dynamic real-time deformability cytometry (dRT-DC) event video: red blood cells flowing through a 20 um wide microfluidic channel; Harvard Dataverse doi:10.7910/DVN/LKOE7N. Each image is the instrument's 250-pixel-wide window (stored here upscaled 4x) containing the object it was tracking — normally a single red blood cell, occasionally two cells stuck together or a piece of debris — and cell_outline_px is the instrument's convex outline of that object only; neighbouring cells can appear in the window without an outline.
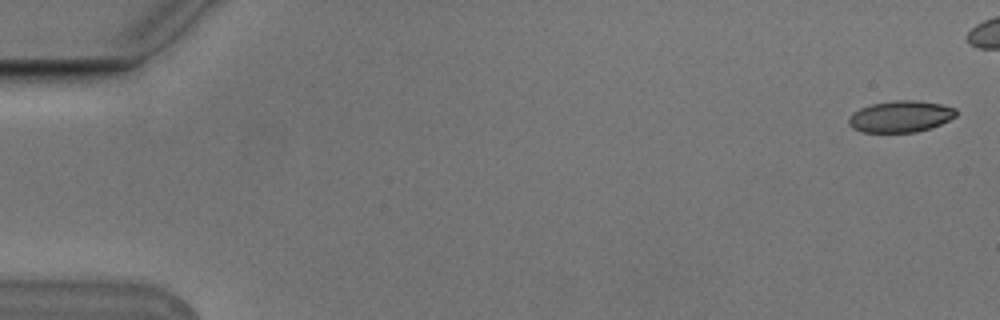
{"species": "Egyptian fruit bat (a non-hibernating species)", "species_latin": "Rousettus aegyptiacus", "temperature_condition": "cold", "stored_images_in_passage": 5, "camera_frame_rate_fps": 3000, "um_per_image_px": 0.085, "animal": {"sex": "male"}, "frame": {"image": 1, "passage_image": 1, "time_ms": 0.0, "image_size_px": [1000, 320], "cell_outline_px": [[956, 116], [932, 128], [916, 132], [860, 132], [852, 128], [848, 124], [848, 116], [852, 112], [860, 108], [872, 104], [896, 100], [920, 100], [940, 104], [956, 108]], "centroid_in_image_um": [76.52, 9.9], "position_along_channel_um": 8.5, "area_um2": 19.88}}